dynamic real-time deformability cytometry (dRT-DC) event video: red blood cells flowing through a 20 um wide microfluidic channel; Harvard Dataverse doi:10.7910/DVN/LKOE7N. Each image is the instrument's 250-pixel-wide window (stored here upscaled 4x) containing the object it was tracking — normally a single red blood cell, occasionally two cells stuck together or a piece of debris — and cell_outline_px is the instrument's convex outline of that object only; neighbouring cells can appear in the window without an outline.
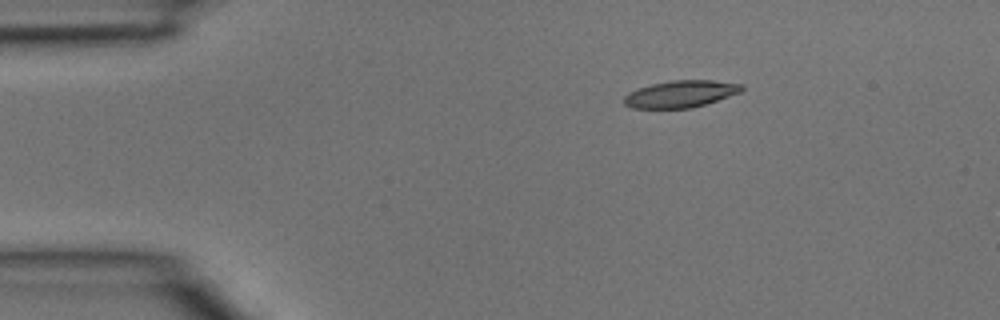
{"species": "common noctule bat (a hibernating species)", "species_latin": "Nyctalus noctula", "temperature_condition": "room temperature", "stored_images_in_passage": 2, "camera_frame_rate_fps": 3000, "um_per_image_px": 0.085, "animal": {"sex": "male", "body_mass_g": 15.6}, "frame": {"image": 1, "passage_image": 1, "time_ms": 0.0, "image_size_px": [1000, 320], "cell_outline_px": [[744, 88], [740, 92], [692, 108], [632, 108], [624, 104], [624, 96], [628, 92], [636, 88], [652, 84], [672, 80], [712, 80], [744, 84]], "centroid_in_image_um": [57.83, 7.98], "position_along_channel_um": 27.2, "area_um2": 18.44}}